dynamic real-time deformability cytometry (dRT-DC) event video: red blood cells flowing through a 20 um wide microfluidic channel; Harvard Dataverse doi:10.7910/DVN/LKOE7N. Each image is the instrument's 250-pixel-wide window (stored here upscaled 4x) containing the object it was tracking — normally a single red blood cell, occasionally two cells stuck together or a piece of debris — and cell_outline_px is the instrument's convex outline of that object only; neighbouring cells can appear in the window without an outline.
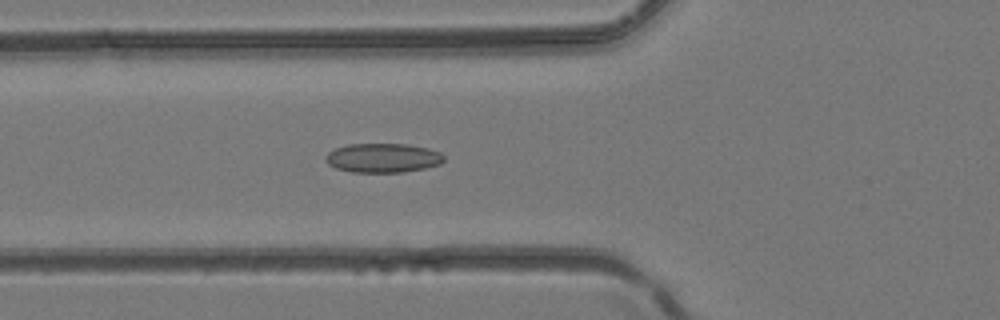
{"species": "common noctule bat (a hibernating species)", "species_latin": "Nyctalus noctula", "temperature_condition": "room temperature", "stored_images_in_passage": 33, "camera_frame_rate_fps": 3000, "um_per_image_px": 0.085, "animal": {"sex": "female", "body_mass_g": 24.6, "forearm_length_mm": 56.2}, "frame": {"image": 1, "passage_image": 10, "time_ms": 3.0, "image_size_px": [1000, 320], "cell_outline_px": [[444, 160], [440, 164], [424, 168], [404, 172], [352, 172], [336, 168], [328, 164], [324, 160], [324, 156], [328, 152], [336, 148], [348, 144], [408, 144], [428, 148], [440, 152], [444, 156]], "centroid_in_image_um": [32.53, 13.42], "position_along_channel_um": 93.3, "area_um2": 20.23}}
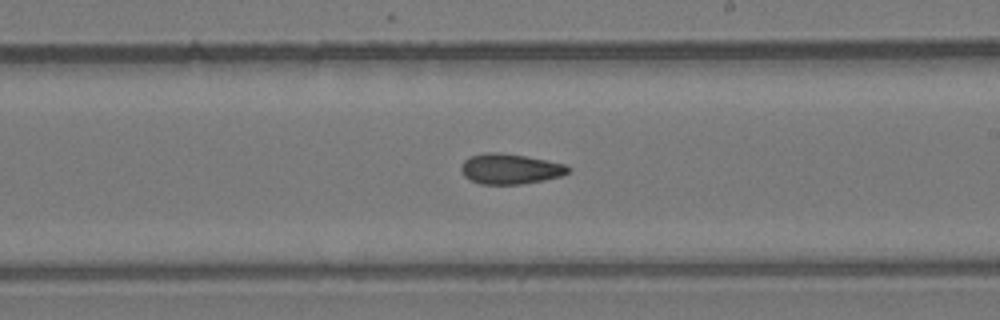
{"frame": {"image": 2, "passage_image": 19, "time_ms": 6.0, "image_size_px": [1000, 320], "cell_outline_px": [[572, 168], [568, 172], [560, 176], [544, 180], [520, 184], [480, 184], [464, 176], [460, 168], [460, 164], [468, 156], [484, 152], [500, 152], [524, 156], [568, 164]], "centroid_in_image_um": [43.35, 14.34], "position_along_channel_um": 245.7, "area_um2": 19.07}}
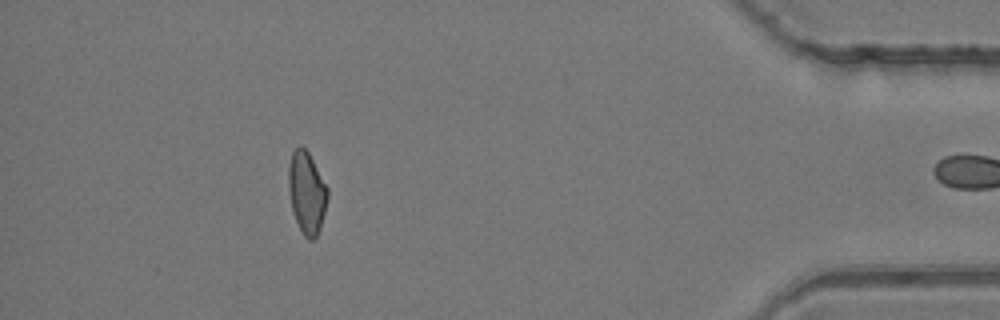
{"frame": {"image": 3, "passage_image": 32, "time_ms": 10.333, "image_size_px": [1000, 320], "cell_outline_px": [[328, 196], [320, 228], [316, 236], [312, 240], [308, 240], [304, 236], [292, 212], [288, 192], [288, 168], [292, 152], [300, 144], [308, 152], [328, 188]], "centroid_in_image_um": [26.05, 16.37], "position_along_channel_um": 409.1, "area_um2": 18.61}}